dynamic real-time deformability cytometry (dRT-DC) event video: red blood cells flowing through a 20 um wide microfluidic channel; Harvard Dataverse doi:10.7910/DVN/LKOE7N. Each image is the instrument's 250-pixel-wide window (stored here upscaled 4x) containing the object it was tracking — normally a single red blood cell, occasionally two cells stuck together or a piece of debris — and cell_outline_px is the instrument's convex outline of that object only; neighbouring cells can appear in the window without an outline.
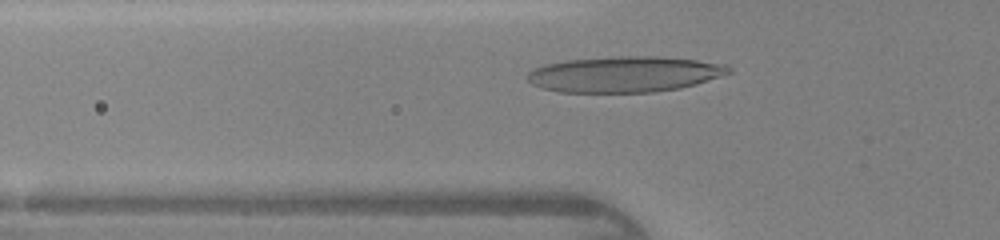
{"species": "human", "species_latin": "Homo sapiens", "temperature_condition": "warm", "stored_images_in_passage": 32, "camera_frame_rate_fps": 3000, "um_per_image_px": 0.085, "donor": {"sex": "female"}, "frame": {"image": 1, "passage_image": 9, "time_ms": 2.667, "image_size_px": [1000, 240], "cell_outline_px": [[732, 72], [696, 84], [680, 88], [652, 92], [560, 92], [544, 88], [532, 84], [528, 80], [528, 72], [536, 68], [548, 64], [568, 60], [620, 56], [656, 56], [696, 60], [728, 64], [732, 68]], "centroid_in_image_um": [53.14, 6.31], "position_along_channel_um": 72.7, "area_um2": 41.73}}
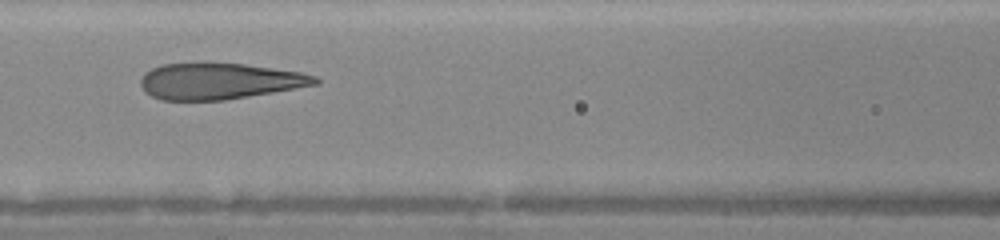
{"frame": {"image": 2, "passage_image": 14, "time_ms": 4.333, "image_size_px": [1000, 240], "cell_outline_px": [[320, 84], [224, 100], [160, 100], [144, 92], [140, 84], [140, 80], [144, 72], [152, 68], [164, 64], [244, 64], [300, 72], [316, 76], [320, 80]], "centroid_in_image_um": [18.64, 6.91], "position_along_channel_um": 148.0, "area_um2": 36.41}}
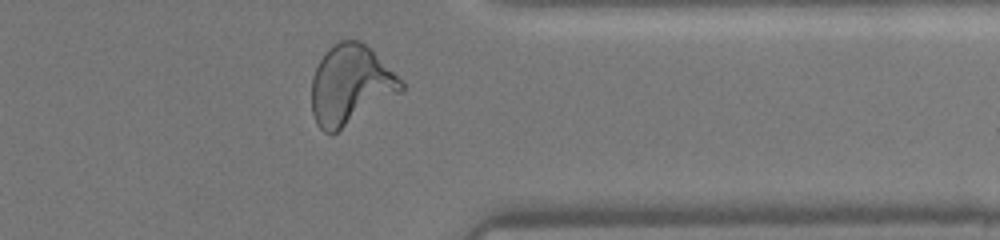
{"frame": {"image": 3, "passage_image": 30, "time_ms": 9.667, "image_size_px": [1000, 240], "cell_outline_px": [[404, 88], [400, 92], [336, 132], [324, 132], [316, 124], [312, 112], [312, 76], [324, 52], [332, 44], [340, 40], [360, 40], [372, 48], [404, 84]], "centroid_in_image_um": [29.76, 7.18], "position_along_channel_um": 381.6, "area_um2": 41.04}}